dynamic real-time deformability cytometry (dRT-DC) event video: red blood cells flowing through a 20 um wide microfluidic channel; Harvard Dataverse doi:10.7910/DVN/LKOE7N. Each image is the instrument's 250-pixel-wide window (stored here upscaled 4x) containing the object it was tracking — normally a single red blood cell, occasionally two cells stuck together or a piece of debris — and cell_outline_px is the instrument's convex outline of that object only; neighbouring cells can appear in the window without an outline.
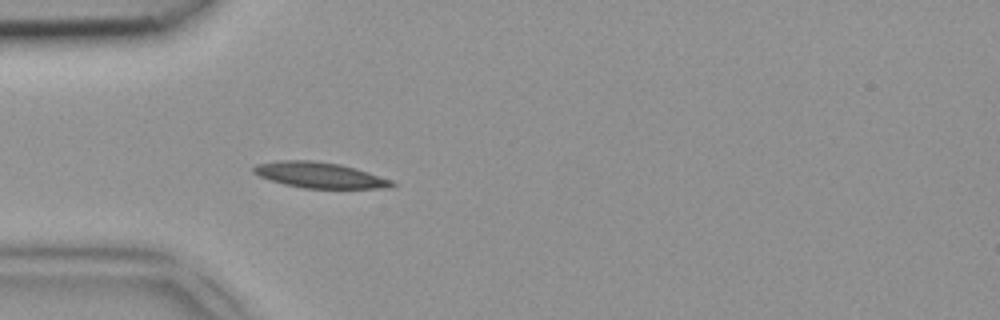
{"species": "common noctule bat (a hibernating species)", "species_latin": "Nyctalus noctula", "temperature_condition": "room temperature", "stored_images_in_passage": 38, "camera_frame_rate_fps": 3000, "um_per_image_px": 0.085, "animal": {"sex": "female", "body_mass_g": 18.4}, "frame": {"image": 1, "passage_image": 5, "time_ms": 1.333, "image_size_px": [1000, 320], "cell_outline_px": [[396, 184], [392, 188], [304, 188], [284, 184], [260, 176], [252, 172], [252, 168], [256, 164], [280, 160], [312, 160], [340, 164], [368, 172], [392, 180]], "centroid_in_image_um": [27.17, 14.88], "position_along_channel_um": 57.8, "area_um2": 20.63}}
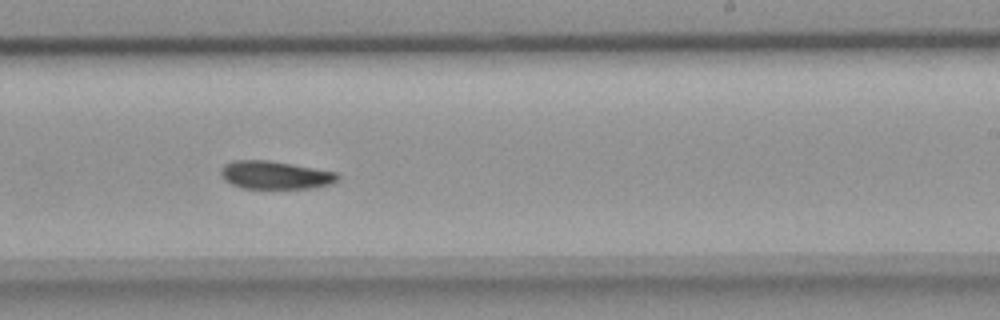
{"frame": {"image": 2, "passage_image": 20, "time_ms": 6.333, "image_size_px": [1000, 320], "cell_outline_px": [[340, 176], [332, 184], [312, 188], [244, 188], [232, 184], [224, 180], [220, 176], [220, 168], [224, 164], [232, 160], [268, 160], [292, 164], [336, 172]], "centroid_in_image_um": [23.35, 14.87], "position_along_channel_um": 265.6, "area_um2": 19.13}}
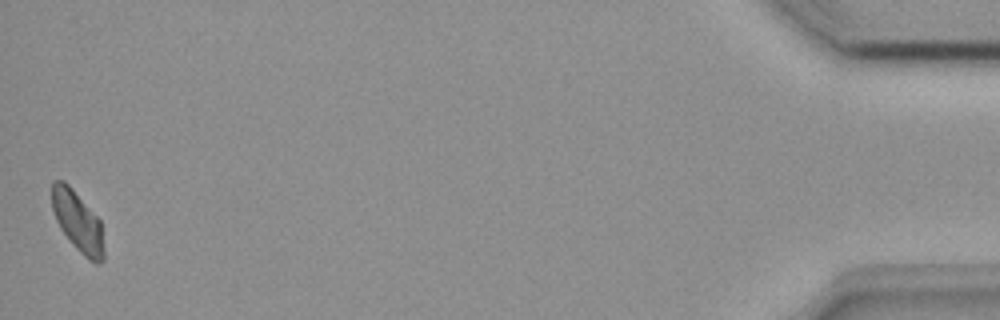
{"frame": {"image": 3, "passage_image": 38, "time_ms": 12.333, "image_size_px": [1000, 320], "cell_outline_px": [[104, 260], [100, 264], [96, 264], [88, 260], [72, 244], [60, 228], [56, 220], [52, 208], [52, 180], [64, 180], [72, 188], [100, 220], [104, 248]], "centroid_in_image_um": [6.61, 18.85], "position_along_channel_um": 428.6, "area_um2": 18.32}}